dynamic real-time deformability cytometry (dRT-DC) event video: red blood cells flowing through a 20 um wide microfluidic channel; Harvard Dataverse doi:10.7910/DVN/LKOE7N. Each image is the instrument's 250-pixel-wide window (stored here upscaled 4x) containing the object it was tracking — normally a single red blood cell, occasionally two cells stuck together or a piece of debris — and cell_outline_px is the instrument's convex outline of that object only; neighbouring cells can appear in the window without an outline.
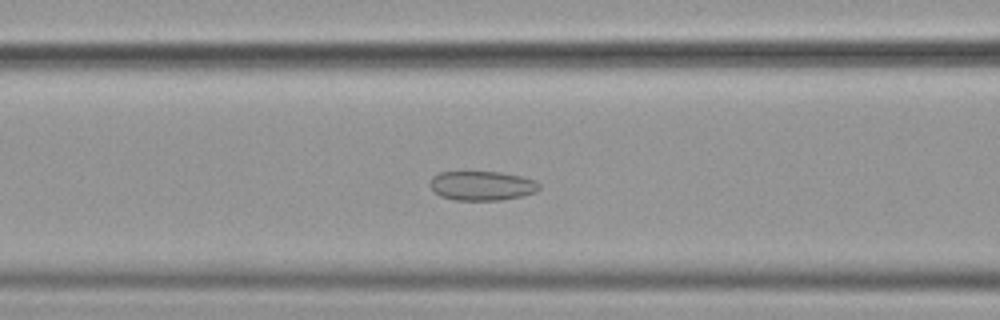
{"species": "common noctule bat (a hibernating species)", "species_latin": "Nyctalus noctula", "temperature_condition": "cold", "stored_images_in_passage": 49, "camera_frame_rate_fps": 3000, "um_per_image_px": 0.085, "animal": {"sex": "female", "body_mass_g": 19.9}, "frame": {"image": 1, "passage_image": 16, "time_ms": 5.0, "image_size_px": [1000, 320], "cell_outline_px": [[540, 188], [536, 192], [520, 196], [500, 200], [456, 200], [440, 196], [432, 192], [432, 176], [440, 172], [500, 172], [520, 176], [536, 180], [540, 184]], "centroid_in_image_um": [40.98, 15.79], "position_along_channel_um": 125.6, "area_um2": 18.61}}
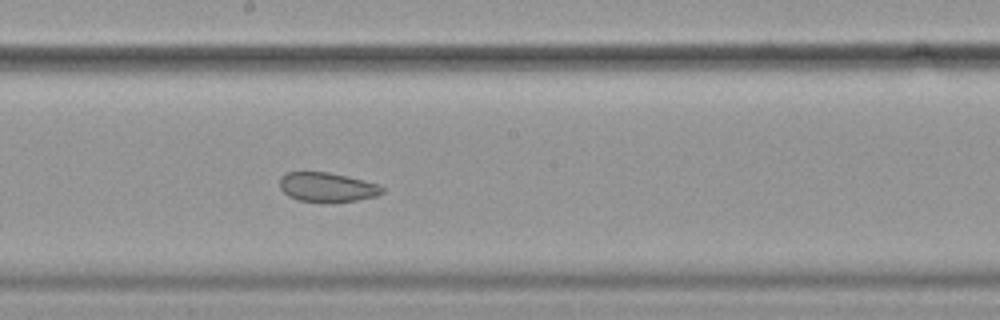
{"frame": {"image": 2, "passage_image": 24, "time_ms": 7.667, "image_size_px": [1000, 320], "cell_outline_px": [[384, 192], [376, 196], [356, 200], [300, 200], [288, 196], [280, 188], [280, 176], [284, 172], [328, 172], [364, 180], [380, 184], [384, 188]], "centroid_in_image_um": [27.81, 15.87], "position_along_channel_um": 220.4, "area_um2": 17.11}}
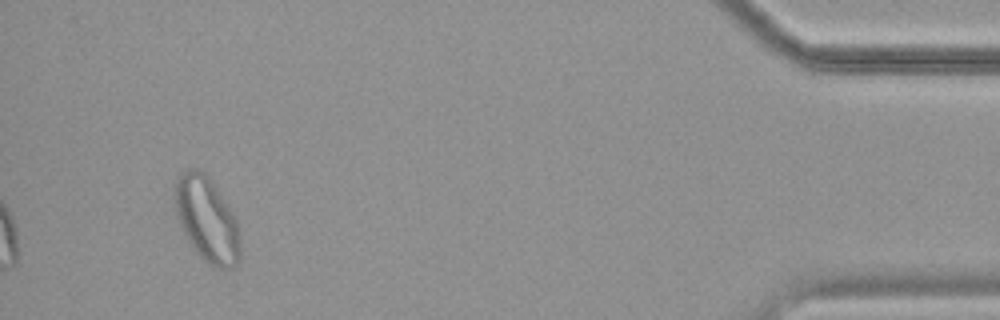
{"frame": {"image": 3, "passage_image": 46, "time_ms": 15.0, "image_size_px": [1000, 320], "cell_outline_px": [[240, 260], [228, 272], [212, 268], [200, 256], [188, 240], [176, 216], [176, 176], [180, 172], [188, 168], [196, 168], [204, 172], [208, 176], [236, 220], [240, 244]], "centroid_in_image_um": [17.59, 18.7], "position_along_channel_um": 417.6, "area_um2": 32.08}, "authors_computed_cell_mechanics": {"area_um2": 21.5016, "velocity_mm_per_s": 3.5604, "shape_relaxation_time_tau1_ms": null, "shape_relaxation_time_tau2_ms": 2.1965, "deformation_change_tau1": null, "deformation_change_tau2": 0.0737}}